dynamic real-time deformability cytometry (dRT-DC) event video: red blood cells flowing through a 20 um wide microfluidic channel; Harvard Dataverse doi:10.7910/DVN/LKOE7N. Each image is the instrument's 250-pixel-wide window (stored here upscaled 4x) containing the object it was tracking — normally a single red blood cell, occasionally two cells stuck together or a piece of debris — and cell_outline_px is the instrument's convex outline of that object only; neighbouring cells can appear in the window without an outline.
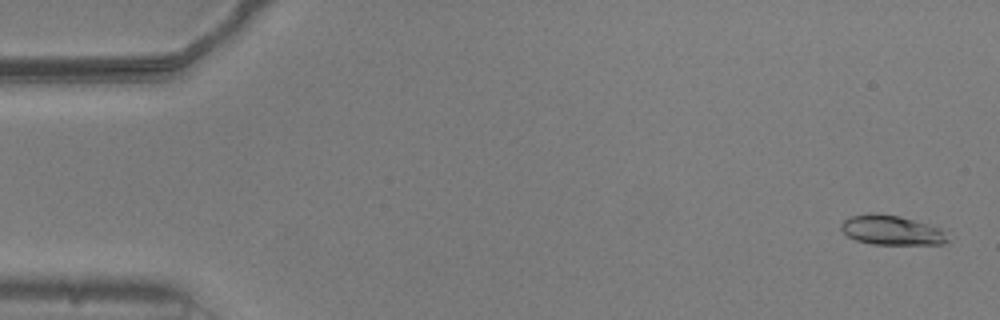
{"species": "common noctule bat (a hibernating species)", "species_latin": "Nyctalus noctula", "temperature_condition": "warm", "stored_images_in_passage": 53, "camera_frame_rate_fps": 3000, "um_per_image_px": 0.085, "animal": {"sex": "male", "body_mass_g": 20.5, "forearm_length_mm": 52.5}, "frame": {"image": 1, "passage_image": 1, "time_ms": 0.0, "image_size_px": [1000, 320], "cell_outline_px": [[948, 240], [944, 244], [872, 244], [856, 240], [848, 236], [840, 228], [840, 224], [848, 216], [876, 212], [900, 216], [928, 224], [940, 228]], "centroid_in_image_um": [75.73, 19.55], "position_along_channel_um": 9.3, "area_um2": 18.32}}
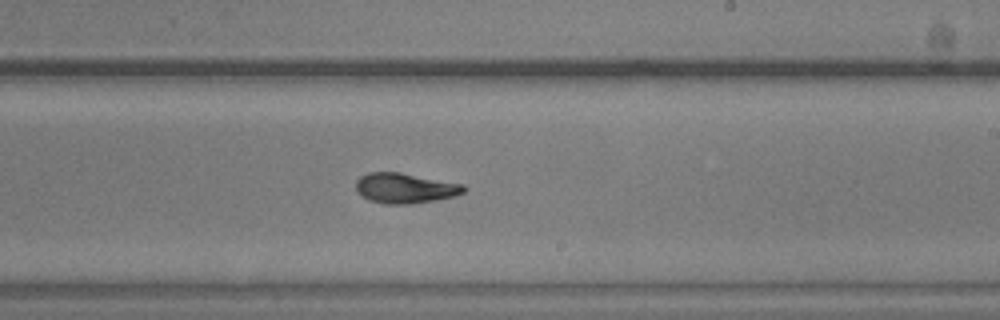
{"frame": {"image": 2, "passage_image": 31, "time_ms": 10.0, "image_size_px": [1000, 320], "cell_outline_px": [[468, 188], [464, 192], [456, 196], [436, 200], [412, 204], [384, 204], [368, 200], [356, 192], [356, 180], [360, 176], [368, 172], [400, 172], [464, 184]], "centroid_in_image_um": [34.43, 15.99], "position_along_channel_um": 254.6, "area_um2": 19.31}}
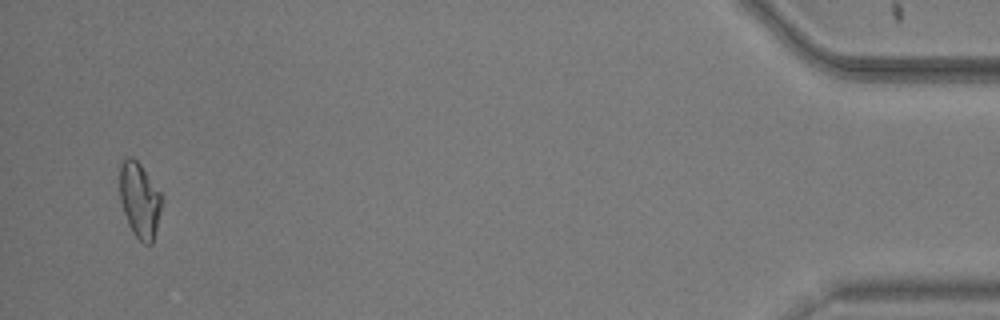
{"frame": {"image": 3, "passage_image": 51, "time_ms": 16.667, "image_size_px": [1000, 320], "cell_outline_px": [[160, 212], [152, 244], [144, 244], [132, 232], [128, 224], [120, 200], [120, 164], [124, 156], [132, 156], [140, 164], [160, 192]], "centroid_in_image_um": [11.83, 16.98], "position_along_channel_um": 423.4, "area_um2": 18.15}, "authors_computed_cell_mechanics": {"area_um2": 18.4382, "velocity_mm_per_s": 3.7748, "shape_relaxation_time_tau1_ms": 3.7821, "shape_relaxation_time_tau2_ms": 2.2224, "deformation_change_tau1": 0.1576, "deformation_change_tau2": 0.0828}}